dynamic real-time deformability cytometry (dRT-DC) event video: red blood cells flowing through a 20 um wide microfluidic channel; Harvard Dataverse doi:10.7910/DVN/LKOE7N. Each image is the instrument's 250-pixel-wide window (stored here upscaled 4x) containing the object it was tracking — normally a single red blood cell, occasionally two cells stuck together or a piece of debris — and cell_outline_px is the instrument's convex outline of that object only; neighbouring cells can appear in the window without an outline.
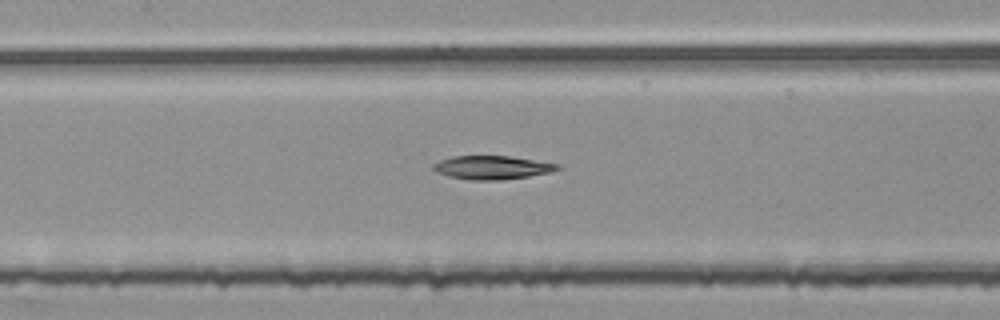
{"species": "common noctule bat (a hibernating species)", "species_latin": "Nyctalus noctula", "temperature_condition": "room temperature", "stored_images_in_passage": 53, "segment_of_instrument_passage": [2, 3], "camera_frame_rate_fps": 3000, "um_per_image_px": 0.085, "animal": {"sex": "female", "body_mass_g": 25.1}, "frame": {"image": 1, "passage_image": 23, "time_ms": 7.333, "image_size_px": [1000, 320], "cell_outline_px": [[560, 168], [552, 172], [528, 176], [500, 180], [472, 180], [448, 176], [436, 172], [432, 168], [432, 164], [440, 160], [452, 156], [508, 156], [560, 164]], "centroid_in_image_um": [41.8, 14.24], "position_along_channel_um": 165.6, "area_um2": 16.99}}
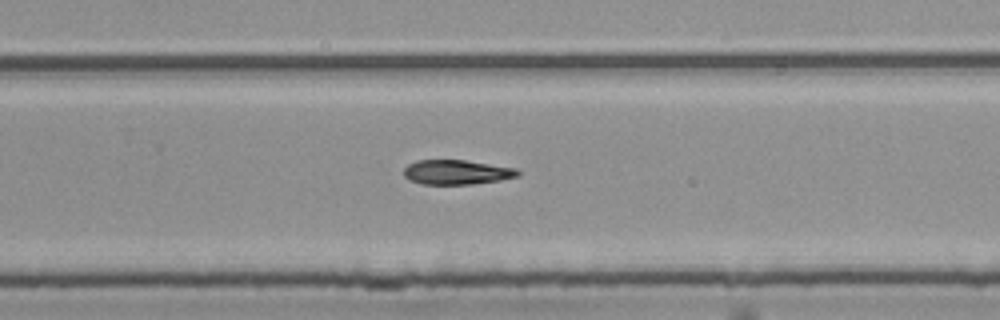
{"frame": {"image": 2, "passage_image": 33, "time_ms": 10.667, "image_size_px": [1000, 320], "cell_outline_px": [[520, 172], [516, 176], [500, 180], [472, 184], [420, 184], [408, 180], [404, 176], [404, 168], [408, 164], [416, 160], [464, 160], [516, 168]], "centroid_in_image_um": [38.76, 14.64], "position_along_channel_um": 291.0, "area_um2": 16.3}}
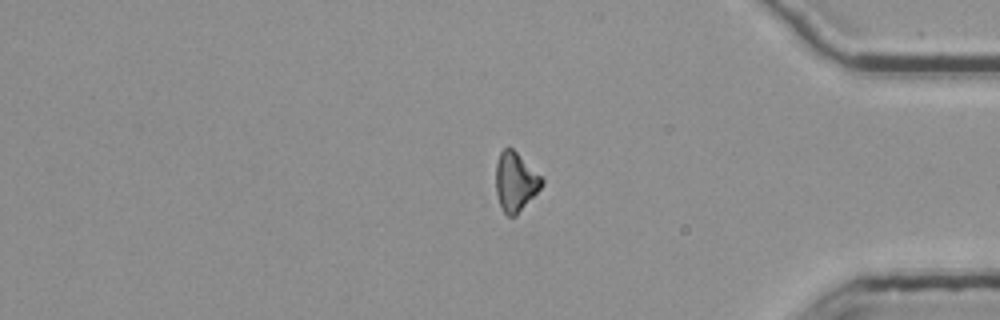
{"frame": {"image": 3, "passage_image": 43, "time_ms": 14.0, "image_size_px": [1000, 320], "cell_outline_px": [[544, 184], [516, 216], [508, 216], [504, 212], [500, 204], [496, 192], [496, 164], [500, 152], [508, 144], [544, 180]], "centroid_in_image_um": [43.8, 15.44], "position_along_channel_um": 391.4, "area_um2": 15.61}}